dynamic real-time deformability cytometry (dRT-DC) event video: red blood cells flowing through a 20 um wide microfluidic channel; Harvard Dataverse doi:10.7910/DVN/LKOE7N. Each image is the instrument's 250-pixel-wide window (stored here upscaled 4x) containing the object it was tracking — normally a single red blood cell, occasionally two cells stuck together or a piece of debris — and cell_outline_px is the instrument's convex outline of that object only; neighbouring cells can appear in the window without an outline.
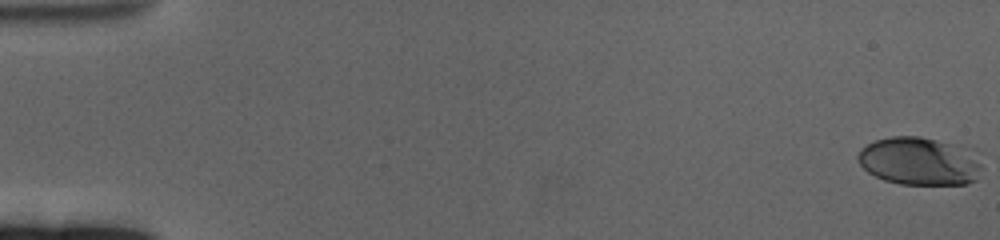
{"species": "human", "species_latin": "Homo sapiens", "temperature_condition": "cold", "stored_images_in_passage": 63, "camera_frame_rate_fps": 3000, "um_per_image_px": 0.085, "donor": {"sex": "female"}, "frame": {"image": 1, "passage_image": 1, "time_ms": 0.0, "image_size_px": [1000, 240], "cell_outline_px": [[980, 168], [976, 180], [968, 184], [900, 184], [884, 180], [868, 172], [860, 164], [856, 156], [860, 148], [876, 140], [892, 136], [920, 136], [960, 144], [976, 148], [980, 164]], "centroid_in_image_um": [78.2, 13.67], "position_along_channel_um": 6.8, "area_um2": 35.32}}
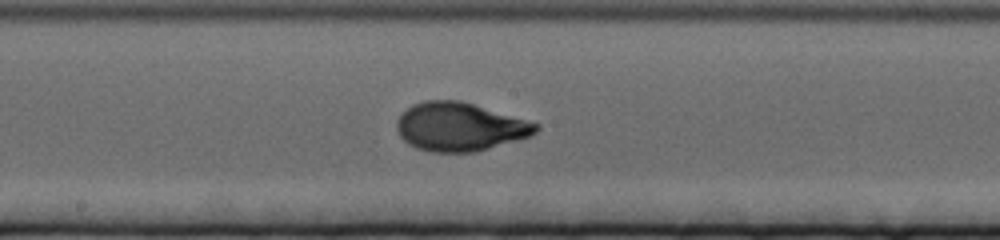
{"frame": {"image": 2, "passage_image": 35, "time_ms": 11.333, "image_size_px": [1000, 240], "cell_outline_px": [[540, 128], [532, 136], [488, 148], [472, 152], [432, 152], [416, 148], [408, 144], [400, 136], [396, 128], [396, 120], [412, 104], [424, 100], [460, 100], [540, 124]], "centroid_in_image_um": [39.07, 10.78], "position_along_channel_um": 209.1, "area_um2": 39.19}}
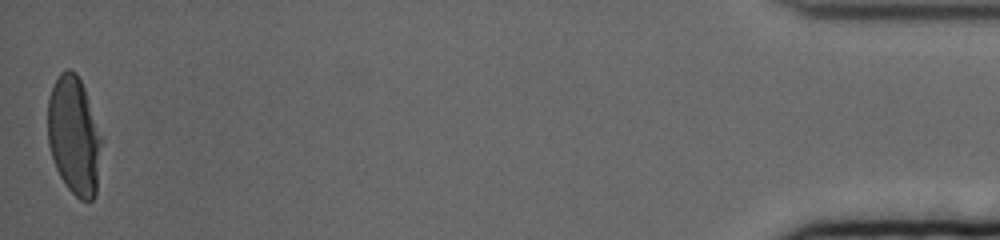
{"frame": {"image": 3, "passage_image": 63, "time_ms": 20.667, "image_size_px": [1000, 240], "cell_outline_px": [[100, 144], [96, 196], [92, 200], [80, 200], [64, 184], [56, 168], [48, 144], [48, 100], [52, 84], [60, 72], [68, 68], [76, 72], [84, 88], [100, 136]], "centroid_in_image_um": [6.25, 11.52], "position_along_channel_um": 428.9, "area_um2": 36.53}, "authors_computed_cell_mechanics": {"area_um2": 36.992, "velocity_mm_per_s": 3.2821, "shape_relaxation_time_tau1_ms": 4.7017, "shape_relaxation_time_tau2_ms": null, "deformation_change_tau1": 0.2158, "deformation_change_tau2": null}}